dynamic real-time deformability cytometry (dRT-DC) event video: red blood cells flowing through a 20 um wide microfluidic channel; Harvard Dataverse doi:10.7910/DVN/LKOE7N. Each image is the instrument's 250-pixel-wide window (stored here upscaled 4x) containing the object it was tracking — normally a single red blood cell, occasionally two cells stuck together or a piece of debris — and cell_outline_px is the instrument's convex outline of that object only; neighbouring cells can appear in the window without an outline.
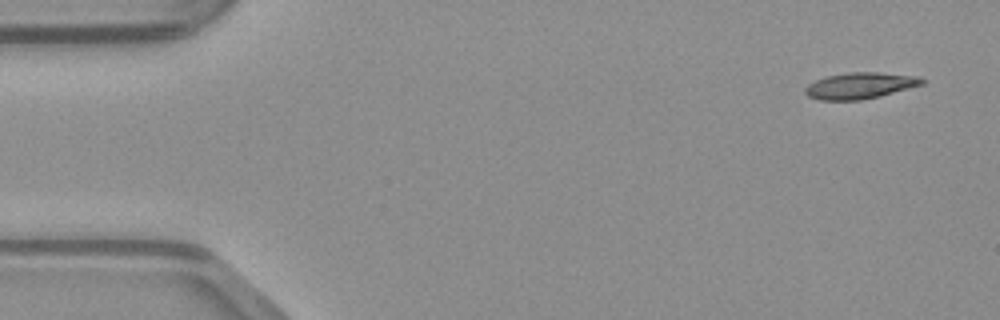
{"species": "common noctule bat (a hibernating species)", "species_latin": "Nyctalus noctula", "temperature_condition": "warm", "stored_images_in_passage": 28, "camera_frame_rate_fps": 3000, "um_per_image_px": 0.085, "animal": {"sex": "male", "body_mass_g": 23.1, "forearm_length_mm": 52.7}, "frame": {"image": 1, "passage_image": 1, "time_ms": 0.0, "image_size_px": [1000, 320], "cell_outline_px": [[928, 80], [924, 84], [880, 96], [860, 100], [820, 100], [808, 96], [804, 92], [804, 88], [808, 84], [816, 80], [828, 76], [848, 72], [876, 72], [920, 76]], "centroid_in_image_um": [73.14, 7.27], "position_along_channel_um": 11.9, "area_um2": 17.98}}
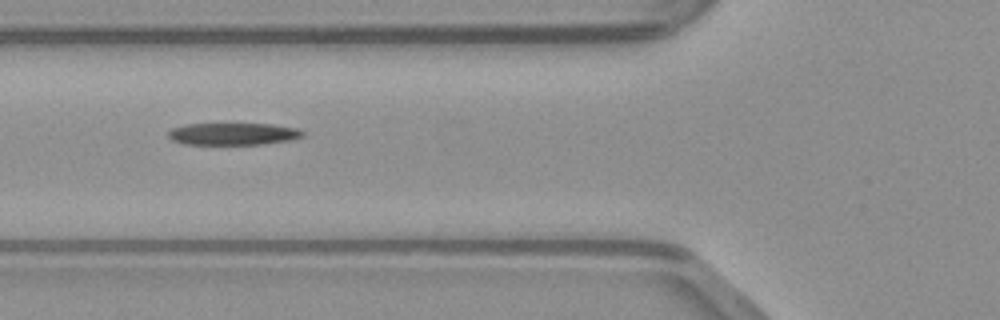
{"frame": {"image": 2, "passage_image": 16, "time_ms": 5.0, "image_size_px": [1000, 320], "cell_outline_px": [[304, 136], [292, 140], [264, 144], [184, 144], [172, 140], [168, 136], [168, 132], [172, 128], [184, 124], [272, 124], [296, 128], [304, 132]], "centroid_in_image_um": [19.82, 11.38], "position_along_channel_um": 106.0, "area_um2": 17.34}}
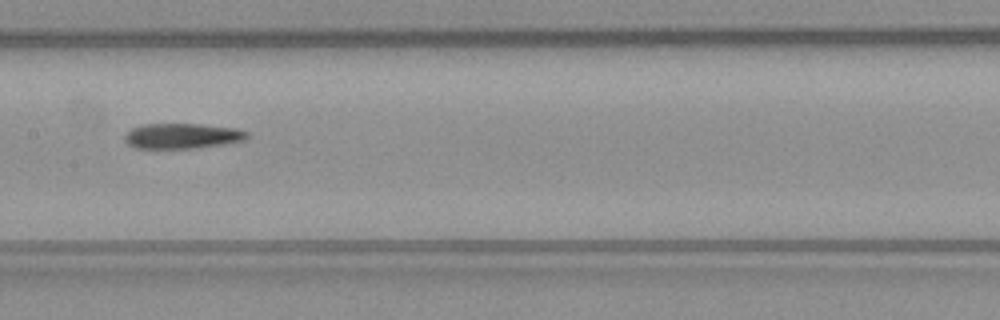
{"frame": {"image": 3, "passage_image": 22, "time_ms": 7.0, "image_size_px": [1000, 320], "cell_outline_px": [[248, 136], [244, 140], [224, 144], [200, 148], [136, 148], [128, 144], [124, 140], [124, 136], [132, 128], [140, 124], [200, 124], [236, 128], [248, 132]], "centroid_in_image_um": [15.48, 11.55], "position_along_channel_um": 191.9, "area_um2": 18.09}}